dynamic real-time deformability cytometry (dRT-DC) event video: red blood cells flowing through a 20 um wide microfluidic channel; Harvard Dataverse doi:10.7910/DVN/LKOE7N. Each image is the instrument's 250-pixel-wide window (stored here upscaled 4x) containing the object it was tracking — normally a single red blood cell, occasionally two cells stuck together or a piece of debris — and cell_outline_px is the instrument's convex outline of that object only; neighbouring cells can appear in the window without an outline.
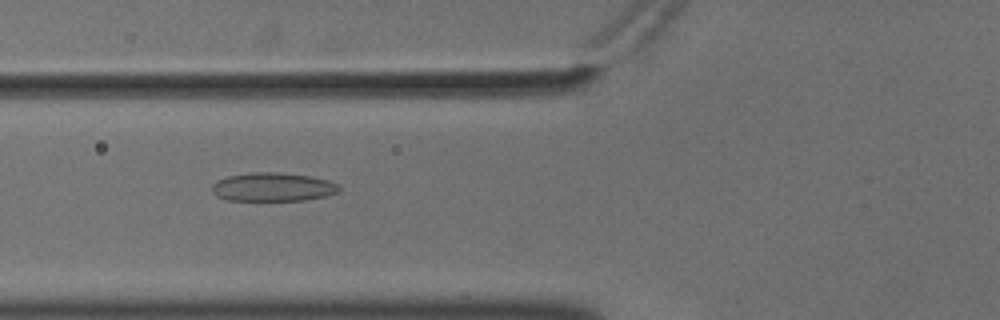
{"species": "common noctule bat (a hibernating species)", "species_latin": "Nyctalus noctula", "temperature_condition": "cold", "stored_images_in_passage": 55, "camera_frame_rate_fps": 3000, "um_per_image_px": 0.085, "animal": {"sex": "male", "body_mass_g": 18.8}, "frame": {"image": 1, "passage_image": 21, "time_ms": 6.667, "image_size_px": [1000, 320], "cell_outline_px": [[340, 188], [336, 192], [324, 196], [304, 200], [228, 200], [216, 196], [212, 192], [212, 184], [216, 180], [228, 176], [248, 172], [280, 172], [312, 176], [328, 180], [336, 184]], "centroid_in_image_um": [23.14, 15.88], "position_along_channel_um": 102.7, "area_um2": 21.21}}
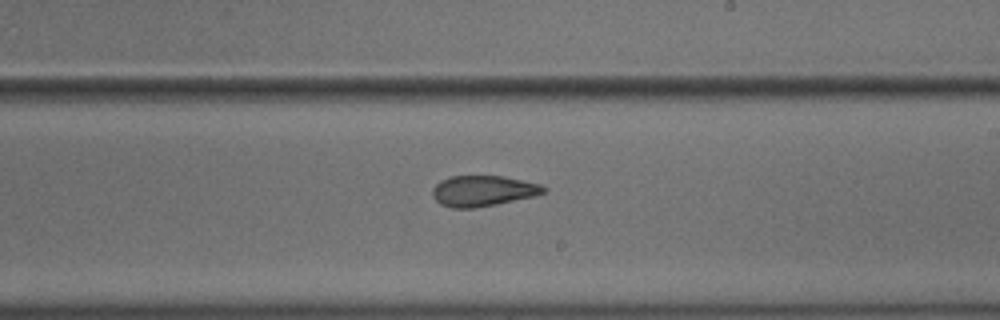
{"frame": {"image": 2, "passage_image": 33, "time_ms": 10.667, "image_size_px": [1000, 320], "cell_outline_px": [[548, 188], [544, 192], [536, 196], [496, 204], [472, 208], [452, 208], [440, 204], [432, 196], [432, 188], [440, 180], [448, 176], [504, 176], [540, 184]], "centroid_in_image_um": [41.04, 16.22], "position_along_channel_um": 248.0, "area_um2": 20.0}}
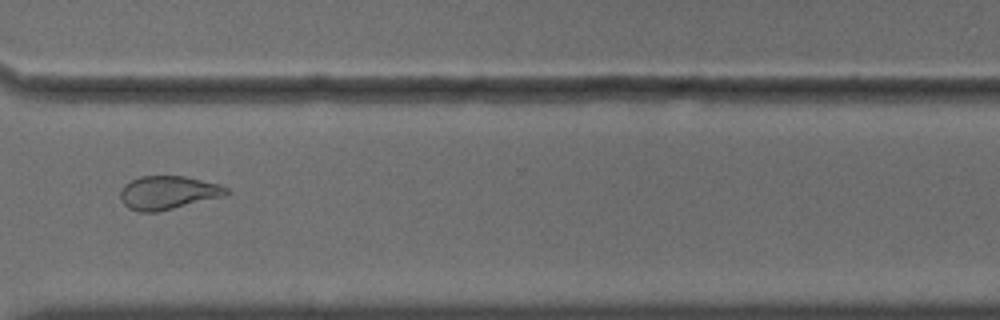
{"frame": {"image": 3, "passage_image": 42, "time_ms": 13.667, "image_size_px": [1000, 320], "cell_outline_px": [[228, 192], [224, 196], [156, 212], [140, 212], [128, 208], [124, 204], [120, 196], [120, 192], [124, 184], [140, 176], [184, 176], [220, 184], [228, 188]], "centroid_in_image_um": [14.27, 16.37], "position_along_channel_um": 356.3, "area_um2": 20.52}, "authors_computed_cell_mechanics": {"area_um2": 22.1374, "velocity_mm_per_s": 3.6168, "shape_relaxation_time_tau1_ms": null, "shape_relaxation_time_tau2_ms": 2.96, "deformation_change_tau1": null, "deformation_change_tau2": 0.1096}}